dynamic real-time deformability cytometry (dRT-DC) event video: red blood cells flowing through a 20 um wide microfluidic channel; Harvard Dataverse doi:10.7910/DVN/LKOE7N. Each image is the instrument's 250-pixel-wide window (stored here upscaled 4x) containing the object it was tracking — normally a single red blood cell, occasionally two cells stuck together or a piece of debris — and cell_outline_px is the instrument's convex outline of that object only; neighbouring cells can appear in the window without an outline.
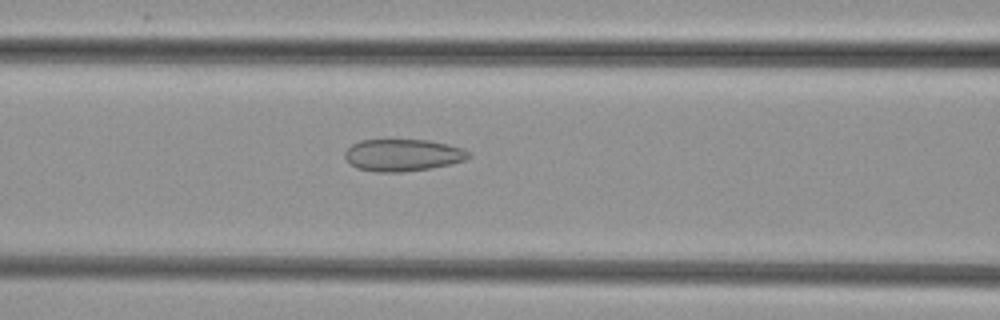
{"species": "common noctule bat (a hibernating species)", "species_latin": "Nyctalus noctula", "temperature_condition": "cold", "stored_images_in_passage": 35, "camera_frame_rate_fps": 3000, "um_per_image_px": 0.085, "animal": {"sex": "female", "body_mass_g": 29.2, "forearm_length_mm": 56.3}, "frame": {"image": 1, "passage_image": 5, "time_ms": 1.333, "image_size_px": [1000, 320], "cell_outline_px": [[472, 156], [464, 160], [452, 164], [404, 172], [376, 172], [356, 168], [344, 156], [344, 152], [352, 144], [360, 140], [428, 140], [448, 144], [464, 148], [472, 152]], "centroid_in_image_um": [34.27, 13.18], "position_along_channel_um": 132.3, "area_um2": 23.24}}
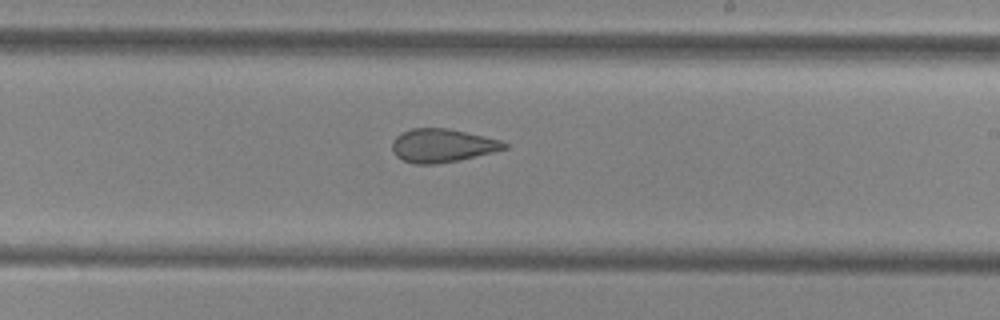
{"frame": {"image": 2, "passage_image": 14, "time_ms": 4.333, "image_size_px": [1000, 320], "cell_outline_px": [[508, 148], [460, 160], [436, 164], [412, 164], [396, 156], [392, 152], [392, 140], [400, 132], [412, 128], [448, 128], [500, 140], [508, 144]], "centroid_in_image_um": [37.55, 12.37], "position_along_channel_um": 251.5, "area_um2": 21.91}}
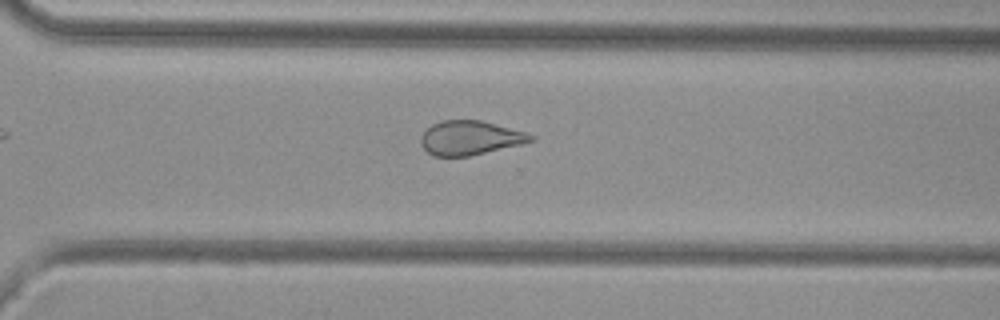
{"frame": {"image": 3, "passage_image": 20, "time_ms": 6.333, "image_size_px": [1000, 320], "cell_outline_px": [[536, 140], [520, 144], [468, 156], [432, 156], [420, 144], [420, 136], [432, 124], [440, 120], [480, 120], [496, 124], [524, 132], [536, 136]], "centroid_in_image_um": [39.93, 11.71], "position_along_channel_um": 330.7, "area_um2": 21.73}}